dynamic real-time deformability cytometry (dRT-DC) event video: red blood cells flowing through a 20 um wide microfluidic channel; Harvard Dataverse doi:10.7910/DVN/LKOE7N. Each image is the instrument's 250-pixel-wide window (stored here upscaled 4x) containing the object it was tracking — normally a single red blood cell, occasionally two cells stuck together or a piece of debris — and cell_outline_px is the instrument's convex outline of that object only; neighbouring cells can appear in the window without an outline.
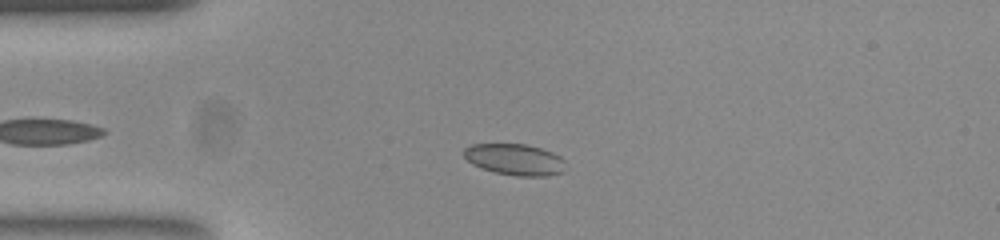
{"species": "common noctule bat (a hibernating species)", "species_latin": "Nyctalus noctula", "temperature_condition": "room temperature", "stored_images_in_passage": 40, "camera_frame_rate_fps": 3000, "um_per_image_px": 0.085, "animal": {"sex": "female", "body_mass_g": 23.0, "forearm_length_mm": 53.4}, "frame": {"image": 1, "passage_image": 10, "time_ms": 3.0, "image_size_px": [1000, 240], "cell_outline_px": [[564, 172], [548, 176], [516, 176], [496, 172], [472, 164], [464, 156], [464, 148], [472, 144], [524, 144], [540, 148], [552, 152], [560, 156], [564, 160]], "centroid_in_image_um": [43.78, 13.56], "position_along_channel_um": 41.2, "area_um2": 18.44}}
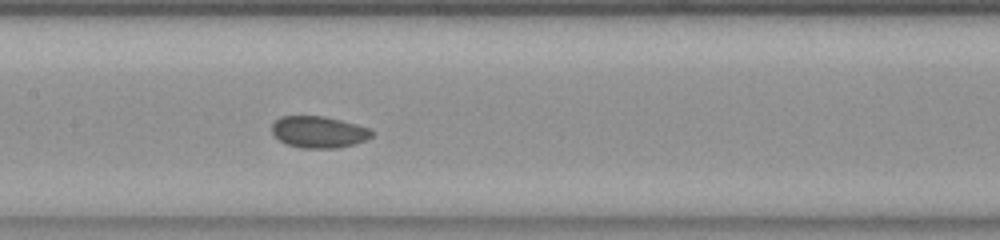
{"frame": {"image": 2, "passage_image": 23, "time_ms": 7.333, "image_size_px": [1000, 240], "cell_outline_px": [[372, 136], [364, 140], [352, 144], [336, 148], [304, 148], [288, 144], [280, 140], [272, 132], [272, 124], [280, 116], [324, 116], [340, 120], [368, 128], [372, 132]], "centroid_in_image_um": [27.06, 11.21], "position_along_channel_um": 180.3, "area_um2": 18.03}}
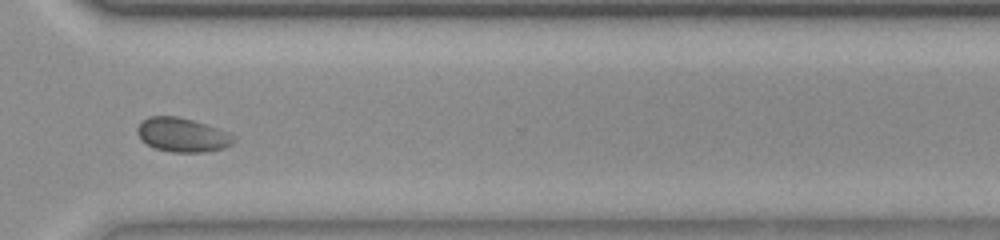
{"frame": {"image": 3, "passage_image": 37, "time_ms": 12.0, "image_size_px": [1000, 240], "cell_outline_px": [[236, 140], [232, 144], [224, 148], [204, 152], [172, 152], [156, 148], [140, 140], [136, 132], [136, 128], [148, 116], [176, 116], [192, 120], [216, 128], [236, 136]], "centroid_in_image_um": [15.49, 11.47], "position_along_channel_um": 355.1, "area_um2": 19.02}, "authors_computed_cell_mechanics": {"area_um2": 18.496, "velocity_mm_per_s": 3.7346, "shape_relaxation_time_tau1_ms": null, "shape_relaxation_time_tau2_ms": 0.9344, "deformation_change_tau1": null, "deformation_change_tau2": 0.0325}}